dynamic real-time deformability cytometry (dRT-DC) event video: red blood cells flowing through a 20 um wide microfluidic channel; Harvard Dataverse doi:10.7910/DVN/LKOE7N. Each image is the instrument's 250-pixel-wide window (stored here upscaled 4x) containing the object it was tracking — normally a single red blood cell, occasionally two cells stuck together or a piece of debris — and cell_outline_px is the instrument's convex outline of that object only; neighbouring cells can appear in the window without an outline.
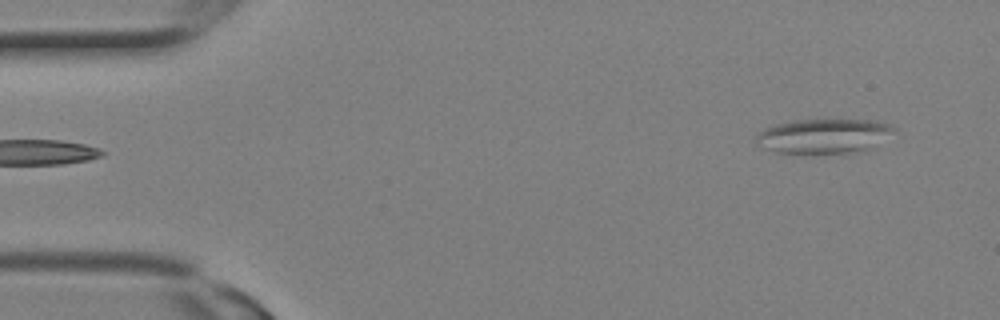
{"species": "Egyptian fruit bat (a non-hibernating species)", "species_latin": "Rousettus aegyptiacus", "temperature_condition": "room temperature", "stored_images_in_passage": 2, "camera_frame_rate_fps": 3000, "um_per_image_px": 0.085, "animal": {"sex": "female"}, "frame": {"image": 1, "passage_image": 1, "time_ms": 0.0, "image_size_px": [1000, 320], "cell_outline_px": [[896, 132], [868, 152], [848, 156], [804, 156], [776, 152], [764, 148], [756, 144], [756, 132], [764, 128], [776, 124], [792, 120], [876, 120], [892, 124], [896, 128]], "centroid_in_image_um": [70.09, 11.65], "position_along_channel_um": 14.9, "area_um2": 30.06}}